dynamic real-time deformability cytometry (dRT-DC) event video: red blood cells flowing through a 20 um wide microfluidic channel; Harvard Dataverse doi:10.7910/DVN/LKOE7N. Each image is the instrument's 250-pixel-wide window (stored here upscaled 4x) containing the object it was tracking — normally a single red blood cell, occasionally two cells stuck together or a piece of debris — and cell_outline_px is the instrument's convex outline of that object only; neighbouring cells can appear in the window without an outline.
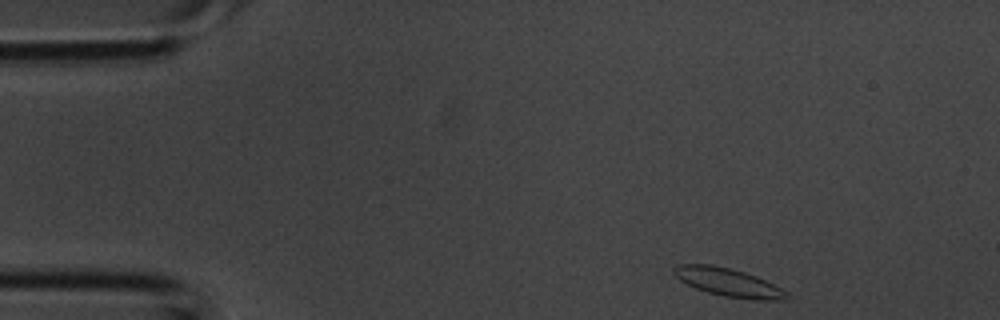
{"species": "common noctule bat (a hibernating species)", "species_latin": "Nyctalus noctula", "temperature_condition": "room temperature", "stored_images_in_passage": 8, "camera_frame_rate_fps": 3000, "um_per_image_px": 0.085, "animal": {"sex": "male", "body_mass_g": 20.1, "forearm_length_mm": 53.5}, "frame": {"image": 1, "passage_image": 1, "time_ms": 0.0, "image_size_px": [1000, 320], "cell_outline_px": [[788, 300], [756, 300], [724, 296], [708, 292], [696, 288], [680, 280], [672, 272], [672, 268], [680, 264], [712, 264], [732, 268], [756, 276], [788, 292]], "centroid_in_image_um": [61.9, 23.99], "position_along_channel_um": 23.1, "area_um2": 18.5}}